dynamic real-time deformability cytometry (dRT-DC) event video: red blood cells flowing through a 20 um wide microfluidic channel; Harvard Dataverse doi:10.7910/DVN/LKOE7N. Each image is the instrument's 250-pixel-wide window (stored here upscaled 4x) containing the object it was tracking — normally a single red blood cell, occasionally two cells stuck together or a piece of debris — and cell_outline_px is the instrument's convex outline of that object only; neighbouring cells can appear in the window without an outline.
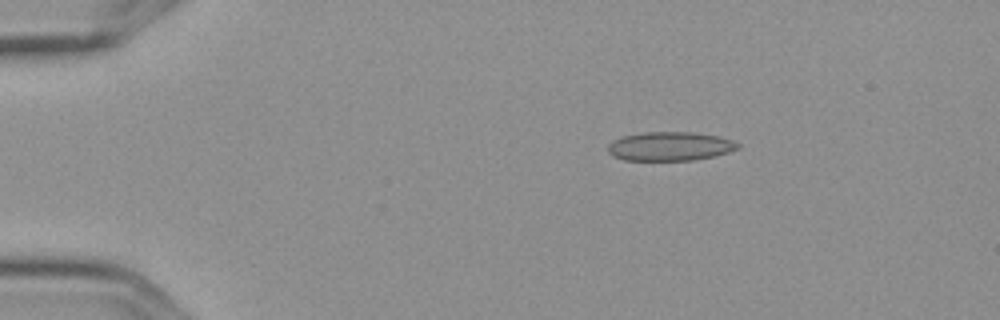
{"species": "Egyptian fruit bat (a non-hibernating species)", "species_latin": "Rousettus aegyptiacus", "temperature_condition": "cold", "stored_images_in_passage": 3, "camera_frame_rate_fps": 3000, "um_per_image_px": 0.085, "frame": {"image": 1, "passage_image": 1, "time_ms": 0.0, "image_size_px": [1000, 320], "cell_outline_px": [[740, 148], [716, 156], [692, 160], [624, 160], [612, 156], [608, 152], [608, 144], [612, 140], [620, 136], [644, 132], [692, 132], [716, 136], [732, 140], [740, 144]], "centroid_in_image_um": [56.92, 12.43], "position_along_channel_um": 28.1, "area_um2": 22.02}}